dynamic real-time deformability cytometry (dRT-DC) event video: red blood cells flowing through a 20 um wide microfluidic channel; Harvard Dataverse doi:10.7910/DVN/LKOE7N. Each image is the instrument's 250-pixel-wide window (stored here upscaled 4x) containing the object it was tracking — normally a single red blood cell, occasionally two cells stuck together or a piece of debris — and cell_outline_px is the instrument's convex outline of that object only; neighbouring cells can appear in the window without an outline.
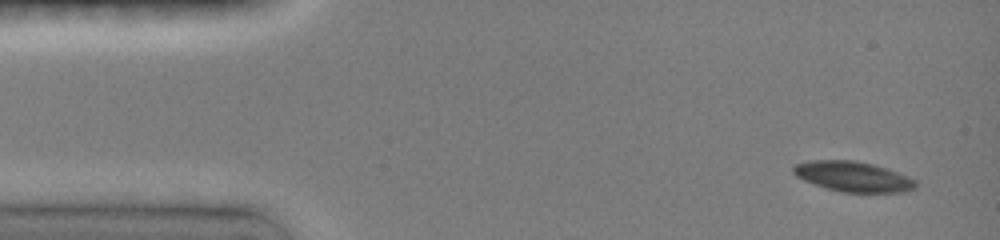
{"species": "common noctule bat (a hibernating species)", "species_latin": "Nyctalus noctula", "temperature_condition": "room temperature", "stored_images_in_passage": 9, "camera_frame_rate_fps": 3000, "um_per_image_px": 0.085, "animal": {"sex": "female", "body_mass_g": 19.0, "forearm_length_mm": 51.5}, "frame": {"image": 1, "passage_image": 1, "time_ms": 0.0, "image_size_px": [1000, 240], "cell_outline_px": [[916, 188], [904, 192], [840, 192], [804, 180], [796, 176], [792, 172], [792, 168], [796, 164], [808, 160], [856, 160], [888, 168], [908, 176], [916, 180]], "centroid_in_image_um": [72.53, 15.0], "position_along_channel_um": 12.5, "area_um2": 21.56}}
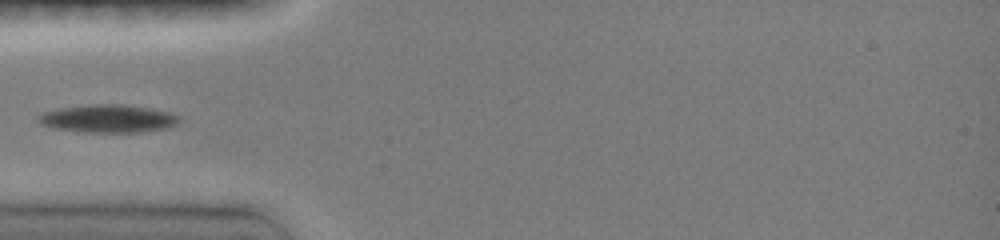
{"frame": {"image": 2, "passage_image": 6, "time_ms": 4.0, "image_size_px": [1000, 240], "cell_outline_px": [[180, 120], [176, 124], [168, 128], [140, 132], [84, 132], [48, 128], [40, 124], [36, 120], [36, 116], [44, 112], [60, 108], [88, 104], [124, 104], [172, 112], [180, 116]], "centroid_in_image_um": [9.15, 10.08], "position_along_channel_um": 75.8, "area_um2": 23.29}}
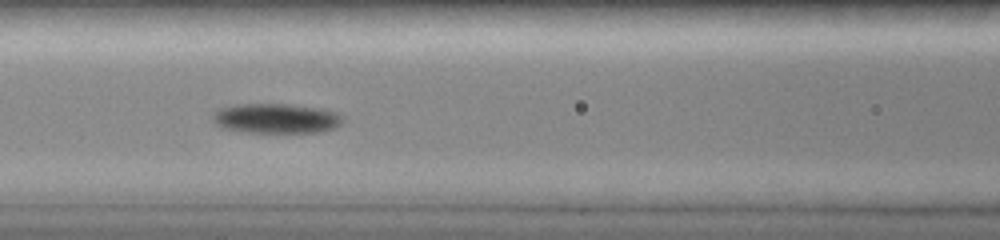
{"frame": {"image": 3, "passage_image": 8, "time_ms": 5.667, "image_size_px": [1000, 240], "cell_outline_px": [[340, 124], [332, 128], [320, 132], [244, 132], [224, 128], [216, 124], [212, 120], [212, 116], [220, 108], [236, 104], [288, 104], [320, 108], [336, 112], [340, 116]], "centroid_in_image_um": [23.42, 10.06], "position_along_channel_um": 143.2, "area_um2": 22.31}}